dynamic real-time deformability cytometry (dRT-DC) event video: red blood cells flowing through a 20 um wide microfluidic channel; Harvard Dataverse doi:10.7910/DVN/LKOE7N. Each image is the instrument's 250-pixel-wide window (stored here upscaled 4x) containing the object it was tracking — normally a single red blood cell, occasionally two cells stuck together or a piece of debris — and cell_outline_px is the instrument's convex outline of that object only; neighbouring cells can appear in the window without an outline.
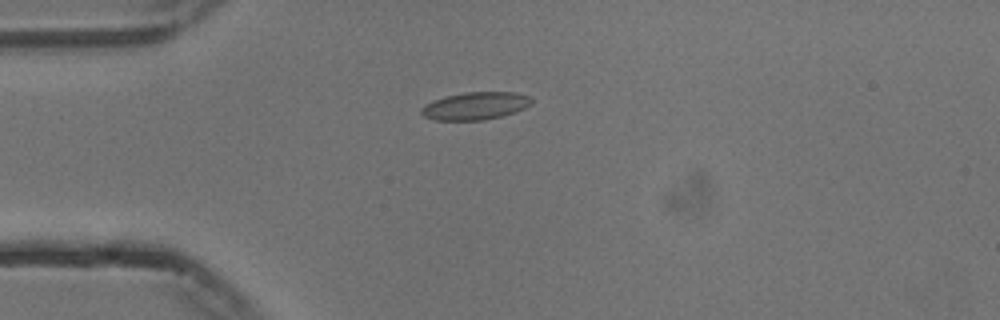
{"species": "common noctule bat (a hibernating species)", "species_latin": "Nyctalus noctula", "temperature_condition": "cold", "stored_images_in_passage": 10, "camera_frame_rate_fps": 3000, "um_per_image_px": 0.085, "animal": {"sex": "male", "body_mass_g": 13.3}, "frame": {"image": 1, "passage_image": 1, "time_ms": 0.0, "image_size_px": [1000, 320], "cell_outline_px": [[532, 104], [524, 108], [500, 116], [484, 120], [432, 120], [424, 116], [420, 112], [420, 108], [424, 104], [432, 100], [444, 96], [464, 92], [516, 92], [528, 96], [532, 100]], "centroid_in_image_um": [40.34, 8.99], "position_along_channel_um": 44.7, "area_um2": 17.8}}
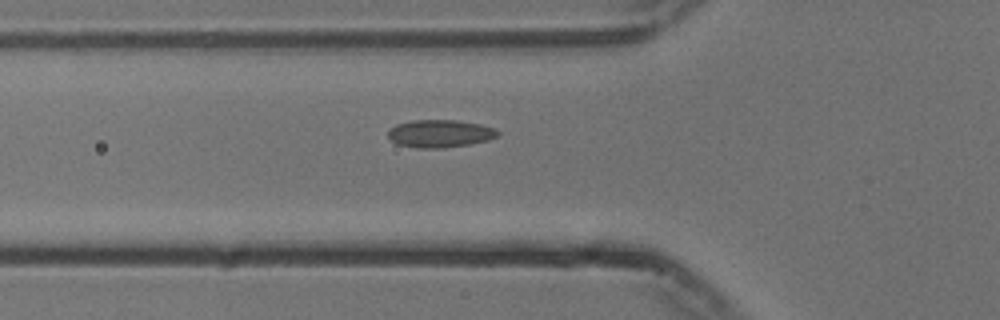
{"frame": {"image": 2, "passage_image": 6, "time_ms": 1.667, "image_size_px": [1000, 320], "cell_outline_px": [[500, 136], [488, 140], [468, 144], [440, 148], [416, 148], [396, 144], [388, 136], [388, 132], [396, 124], [412, 120], [456, 120], [480, 124], [496, 128], [500, 132]], "centroid_in_image_um": [37.42, 11.35], "position_along_channel_um": 88.4, "area_um2": 17.74}}
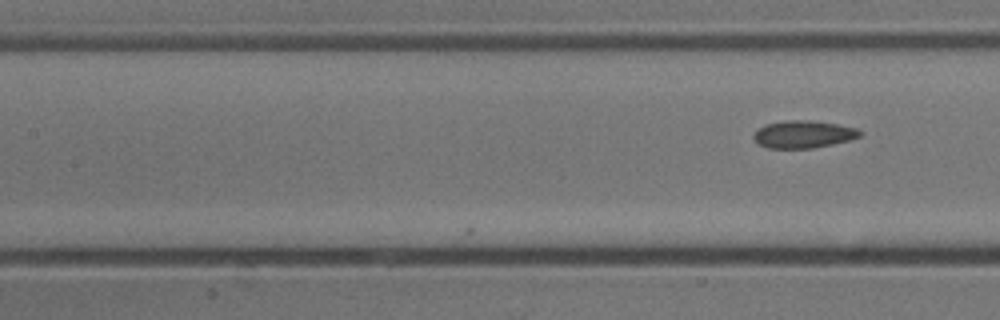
{"frame": {"image": 3, "passage_image": 10, "time_ms": 3.0, "image_size_px": [1000, 320], "cell_outline_px": [[864, 132], [860, 136], [848, 140], [832, 144], [812, 148], [768, 148], [760, 144], [752, 136], [760, 128], [768, 124], [784, 120], [812, 120], [836, 124], [856, 128]], "centroid_in_image_um": [68.32, 11.41], "position_along_channel_um": 139.1, "area_um2": 16.76}}